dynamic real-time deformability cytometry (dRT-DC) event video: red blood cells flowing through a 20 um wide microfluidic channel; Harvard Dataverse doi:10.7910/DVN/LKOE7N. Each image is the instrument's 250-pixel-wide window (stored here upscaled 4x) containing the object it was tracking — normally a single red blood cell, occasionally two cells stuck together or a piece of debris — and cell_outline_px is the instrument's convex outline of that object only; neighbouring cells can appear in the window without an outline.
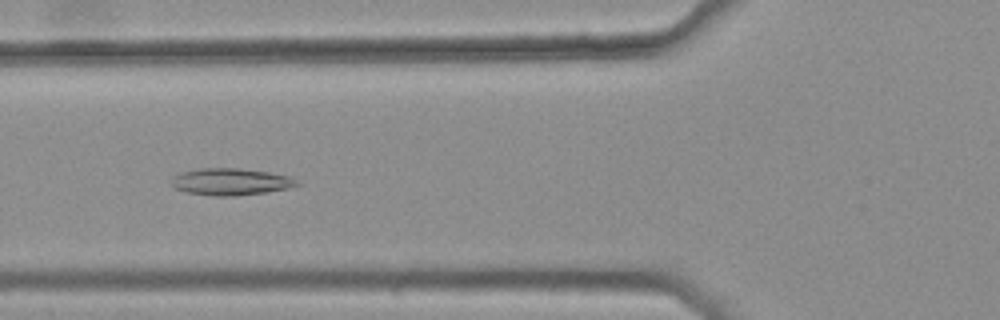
{"species": "common noctule bat (a hibernating species)", "species_latin": "Nyctalus noctula", "temperature_condition": "warm", "stored_images_in_passage": 40, "camera_frame_rate_fps": 3000, "um_per_image_px": 0.085, "animal": {"sex": "female", "body_mass_g": 25.1}, "frame": {"image": 1, "passage_image": 15, "time_ms": 4.667, "image_size_px": [1000, 320], "cell_outline_px": [[300, 184], [288, 188], [268, 192], [236, 196], [212, 196], [184, 192], [176, 188], [172, 184], [172, 176], [180, 172], [200, 168], [240, 168], [268, 172], [288, 176], [296, 180]], "centroid_in_image_um": [19.58, 15.45], "position_along_channel_um": 106.2, "area_um2": 19.77}}
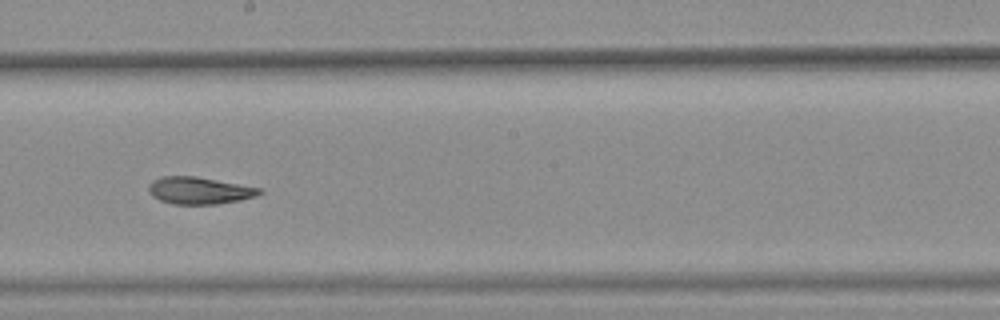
{"frame": {"image": 2, "passage_image": 25, "time_ms": 8.0, "image_size_px": [1000, 320], "cell_outline_px": [[264, 192], [256, 196], [240, 200], [216, 204], [172, 204], [160, 200], [152, 196], [148, 192], [148, 184], [152, 180], [164, 176], [196, 176], [264, 188]], "centroid_in_image_um": [16.96, 16.19], "position_along_channel_um": 231.2, "area_um2": 17.74}}
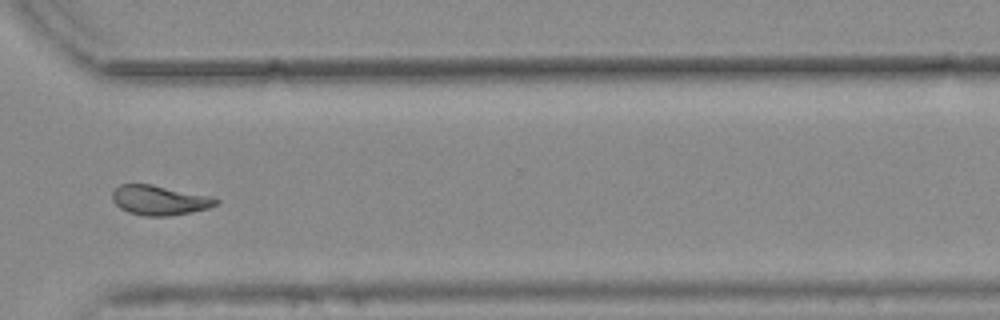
{"frame": {"image": 3, "passage_image": 35, "time_ms": 11.333, "image_size_px": [1000, 320], "cell_outline_px": [[220, 200], [216, 204], [208, 208], [192, 212], [168, 216], [144, 216], [128, 212], [120, 208], [112, 200], [112, 192], [120, 184], [152, 184], [212, 196]], "centroid_in_image_um": [13.56, 17.01], "position_along_channel_um": 357.0, "area_um2": 18.03}, "authors_computed_cell_mechanics": {"area_um2": 18.207, "velocity_mm_per_s": 3.7565, "shape_relaxation_time_tau1_ms": null, "shape_relaxation_time_tau2_ms": 2.6956, "deformation_change_tau1": null, "deformation_change_tau2": 0.0835}}